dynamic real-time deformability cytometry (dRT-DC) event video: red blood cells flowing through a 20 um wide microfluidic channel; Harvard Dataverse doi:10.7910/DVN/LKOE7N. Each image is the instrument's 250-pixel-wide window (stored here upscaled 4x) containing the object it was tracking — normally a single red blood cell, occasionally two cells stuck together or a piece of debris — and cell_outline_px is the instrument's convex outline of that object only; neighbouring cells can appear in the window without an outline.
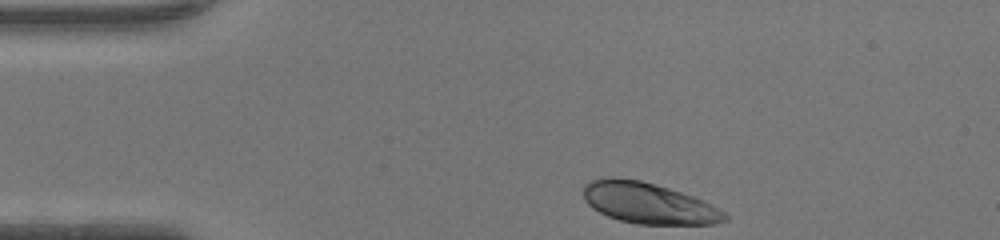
{"species": "human", "species_latin": "Homo sapiens", "temperature_condition": "warm", "stored_images_in_passage": 31, "camera_frame_rate_fps": 3000, "um_per_image_px": 0.085, "donor": {"sex": "female"}, "frame": {"image": 1, "passage_image": 1, "time_ms": 0.0, "image_size_px": [1000, 240], "cell_outline_px": [[728, 220], [712, 224], [636, 224], [620, 220], [608, 216], [592, 208], [584, 200], [584, 184], [592, 180], [612, 176], [640, 180], [668, 188], [704, 200], [724, 212], [728, 216]], "centroid_in_image_um": [55.1, 17.27], "position_along_channel_um": 29.9, "area_um2": 33.64}}
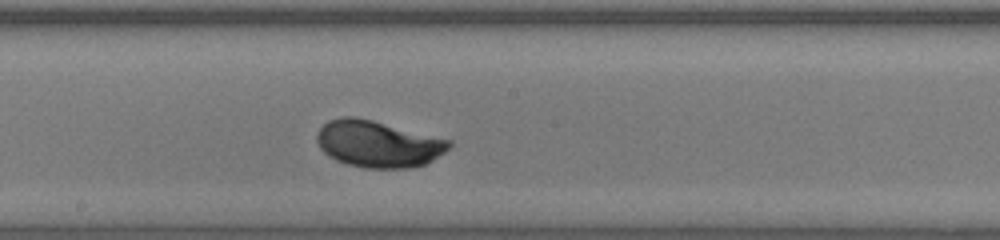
{"frame": {"image": 2, "passage_image": 18, "time_ms": 5.667, "image_size_px": [1000, 240], "cell_outline_px": [[452, 144], [444, 152], [432, 160], [424, 164], [412, 168], [364, 168], [348, 164], [336, 160], [328, 156], [320, 148], [316, 140], [316, 132], [328, 120], [340, 116], [356, 116], [452, 140]], "centroid_in_image_um": [32.1, 12.22], "position_along_channel_um": 216.1, "area_um2": 36.07}}
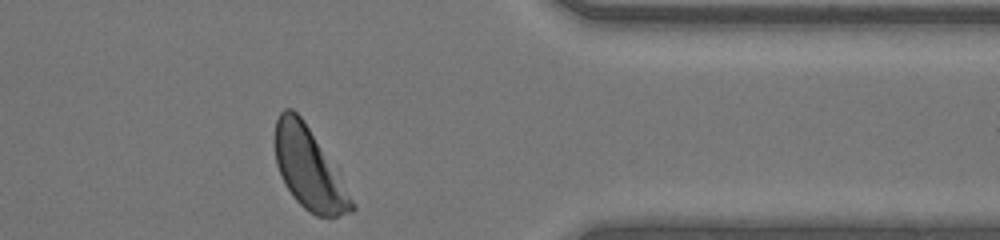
{"frame": {"image": 3, "passage_image": 31, "time_ms": 10.0, "image_size_px": [1000, 240], "cell_outline_px": [[356, 208], [352, 212], [336, 216], [316, 216], [308, 212], [292, 196], [276, 164], [276, 120], [280, 112], [284, 108], [292, 108], [300, 116], [308, 128], [356, 204]], "centroid_in_image_um": [26.24, 14.37], "position_along_channel_um": 385.2, "area_um2": 34.91}, "authors_computed_cell_mechanics": {"area_um2": 35.0846, "velocity_mm_per_s": 4.2955, "shape_relaxation_time_tau1_ms": 2.3775, "shape_relaxation_time_tau2_ms": null, "deformation_change_tau1": 0.1633, "deformation_change_tau2": null}}